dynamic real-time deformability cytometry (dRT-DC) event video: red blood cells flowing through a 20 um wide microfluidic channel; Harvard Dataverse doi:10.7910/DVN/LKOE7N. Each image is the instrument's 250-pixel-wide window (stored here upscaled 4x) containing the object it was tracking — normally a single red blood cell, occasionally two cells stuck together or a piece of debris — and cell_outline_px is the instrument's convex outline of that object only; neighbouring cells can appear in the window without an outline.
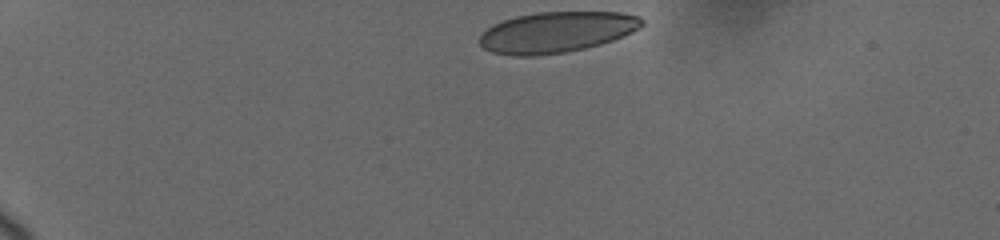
{"species": "human", "species_latin": "Homo sapiens", "temperature_condition": "cold", "stored_images_in_passage": 10, "camera_frame_rate_fps": 3000, "um_per_image_px": 0.085, "donor": {"sex": "female"}, "frame": {"image": 1, "passage_image": 1, "time_ms": 0.0, "image_size_px": [1000, 240], "cell_outline_px": [[644, 24], [640, 28], [624, 36], [600, 44], [584, 48], [564, 52], [536, 56], [512, 56], [492, 52], [484, 48], [480, 44], [480, 36], [492, 24], [516, 16], [536, 12], [620, 12], [640, 16], [644, 20]], "centroid_in_image_um": [47.32, 2.73], "position_along_channel_um": 37.7, "area_um2": 38.67}}